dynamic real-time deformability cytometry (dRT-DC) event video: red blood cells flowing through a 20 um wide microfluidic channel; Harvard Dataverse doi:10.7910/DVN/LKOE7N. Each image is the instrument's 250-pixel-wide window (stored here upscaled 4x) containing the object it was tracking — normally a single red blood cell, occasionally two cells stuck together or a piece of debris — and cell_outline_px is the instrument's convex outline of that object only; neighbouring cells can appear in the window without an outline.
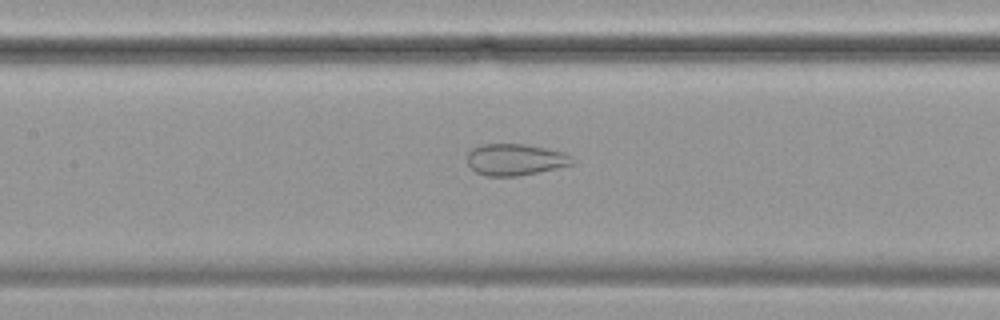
{"species": "common noctule bat (a hibernating species)", "species_latin": "Nyctalus noctula", "temperature_condition": "cold", "stored_images_in_passage": 57, "camera_frame_rate_fps": 3000, "um_per_image_px": 0.085, "animal": {"sex": "female", "body_mass_g": 19.9}, "frame": {"image": 1, "passage_image": 26, "time_ms": 8.333, "image_size_px": [1000, 320], "cell_outline_px": [[572, 164], [556, 168], [516, 176], [488, 176], [476, 172], [468, 164], [468, 152], [472, 148], [480, 144], [524, 144], [564, 152], [572, 160]], "centroid_in_image_um": [43.74, 13.56], "position_along_channel_um": 163.7, "area_um2": 18.96}}
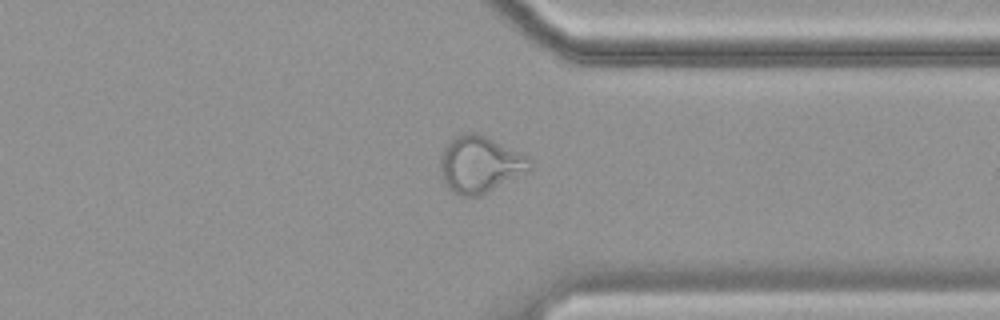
{"frame": {"image": 2, "passage_image": 44, "time_ms": 14.333, "image_size_px": [1000, 320], "cell_outline_px": [[532, 160], [528, 168], [480, 196], [460, 196], [448, 188], [444, 180], [440, 168], [440, 160], [444, 148], [448, 140], [464, 132], [480, 132], [528, 156]], "centroid_in_image_um": [40.73, 13.92], "position_along_channel_um": 370.7, "area_um2": 29.07}}
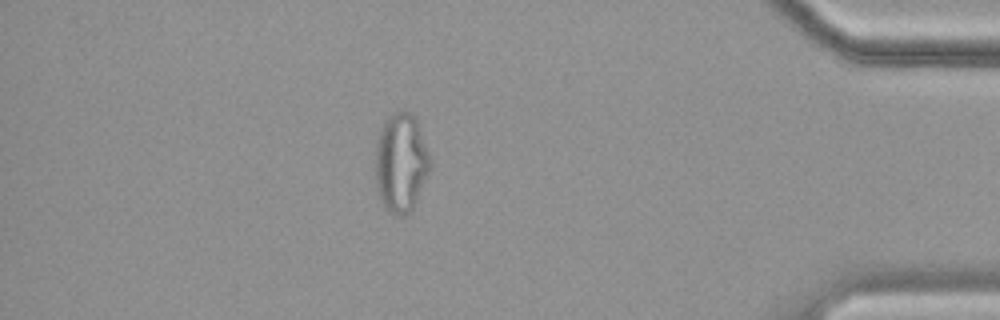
{"frame": {"image": 3, "passage_image": 50, "time_ms": 16.333, "image_size_px": [1000, 320], "cell_outline_px": [[432, 168], [408, 216], [396, 216], [388, 212], [384, 208], [380, 200], [376, 188], [376, 140], [380, 128], [384, 120], [392, 112], [412, 112], [416, 120], [428, 152], [432, 164]], "centroid_in_image_um": [34.07, 13.86], "position_along_channel_um": 401.1, "area_um2": 31.91}}